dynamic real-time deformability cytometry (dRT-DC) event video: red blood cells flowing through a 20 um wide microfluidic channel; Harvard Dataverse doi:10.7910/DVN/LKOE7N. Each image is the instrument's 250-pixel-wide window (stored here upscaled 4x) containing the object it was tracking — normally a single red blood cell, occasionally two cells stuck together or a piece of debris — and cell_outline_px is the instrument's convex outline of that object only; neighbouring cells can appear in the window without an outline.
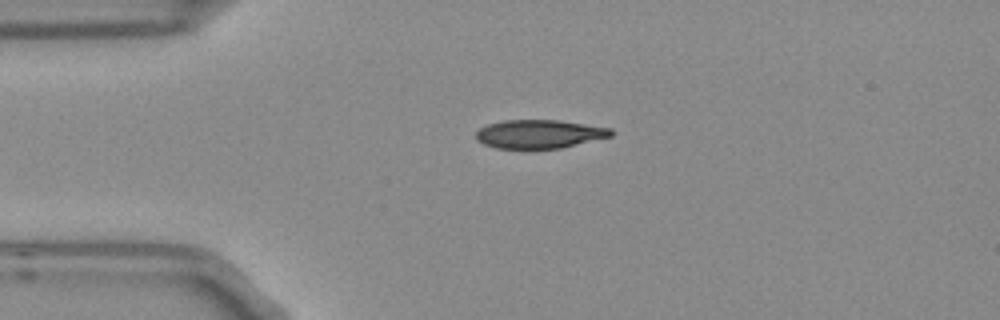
{"species": "Egyptian fruit bat (a non-hibernating species)", "species_latin": "Rousettus aegyptiacus", "temperature_condition": "room temperature", "stored_images_in_passage": 4, "camera_frame_rate_fps": 3000, "um_per_image_px": 0.085, "frame": {"image": 1, "passage_image": 3, "time_ms": 0.667, "image_size_px": [1000, 320], "cell_outline_px": [[612, 136], [560, 148], [496, 148], [484, 144], [476, 140], [476, 132], [480, 128], [488, 124], [504, 120], [556, 120], [612, 128]], "centroid_in_image_um": [45.82, 11.39], "position_along_channel_um": 39.2, "area_um2": 22.25}}